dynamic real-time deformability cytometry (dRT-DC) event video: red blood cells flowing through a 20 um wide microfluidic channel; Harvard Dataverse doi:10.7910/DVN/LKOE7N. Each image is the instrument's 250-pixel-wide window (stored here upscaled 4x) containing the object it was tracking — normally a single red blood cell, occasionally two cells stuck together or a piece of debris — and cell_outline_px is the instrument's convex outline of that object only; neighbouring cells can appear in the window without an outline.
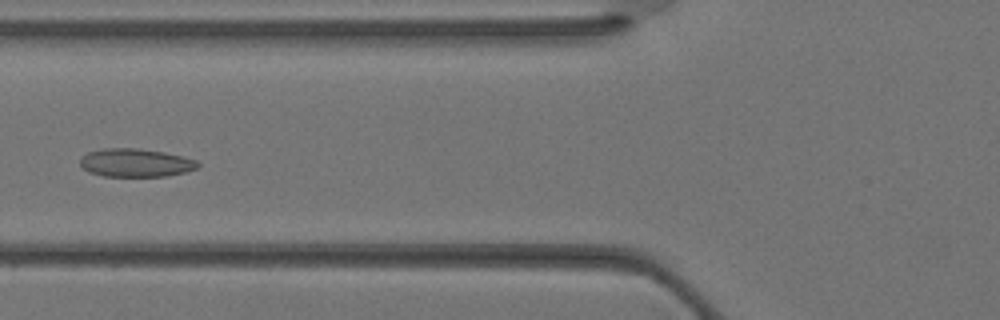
{"species": "Egyptian fruit bat (a non-hibernating species)", "species_latin": "Rousettus aegyptiacus", "temperature_condition": "warm", "stored_images_in_passage": 26, "camera_frame_rate_fps": 3000, "um_per_image_px": 0.085, "animal": {"sex": "female"}, "frame": {"image": 1, "passage_image": 4, "time_ms": 1.0, "image_size_px": [1000, 320], "cell_outline_px": [[200, 164], [196, 168], [188, 172], [164, 176], [104, 176], [88, 172], [80, 164], [80, 160], [88, 152], [104, 148], [136, 148], [164, 152], [196, 160]], "centroid_in_image_um": [11.53, 13.84], "position_along_channel_um": 114.3, "area_um2": 19.25}}
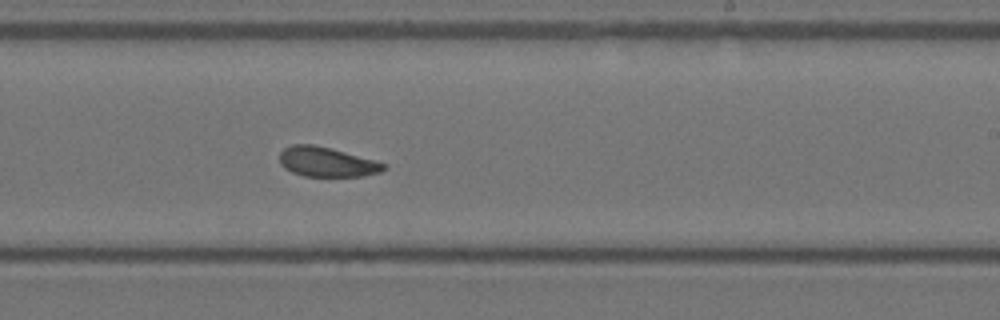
{"frame": {"image": 2, "passage_image": 12, "time_ms": 3.667, "image_size_px": [1000, 320], "cell_outline_px": [[388, 168], [380, 172], [364, 176], [304, 176], [292, 172], [284, 168], [280, 164], [280, 152], [284, 148], [292, 144], [312, 144], [332, 148], [376, 160], [388, 164]], "centroid_in_image_um": [27.81, 13.76], "position_along_channel_um": 261.2, "area_um2": 18.26}}
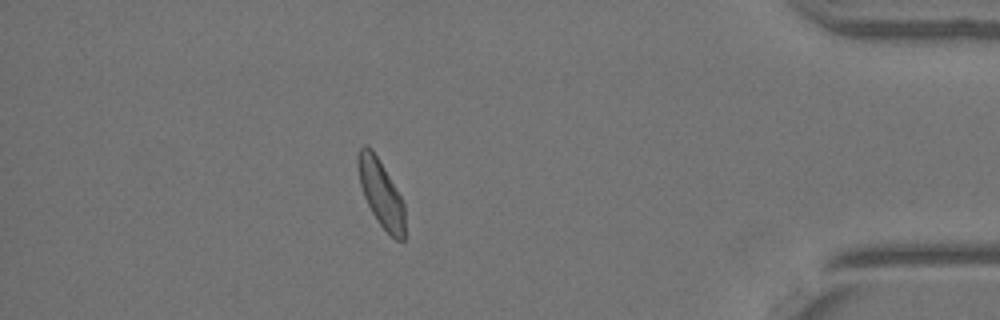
{"frame": {"image": 3, "passage_image": 22, "time_ms": 7.0, "image_size_px": [1000, 320], "cell_outline_px": [[404, 240], [396, 240], [380, 224], [372, 212], [364, 196], [360, 184], [356, 164], [356, 156], [360, 148], [364, 144], [368, 144], [372, 148], [400, 196], [404, 204]], "centroid_in_image_um": [32.34, 16.38], "position_along_channel_um": 402.9, "area_um2": 18.03}}